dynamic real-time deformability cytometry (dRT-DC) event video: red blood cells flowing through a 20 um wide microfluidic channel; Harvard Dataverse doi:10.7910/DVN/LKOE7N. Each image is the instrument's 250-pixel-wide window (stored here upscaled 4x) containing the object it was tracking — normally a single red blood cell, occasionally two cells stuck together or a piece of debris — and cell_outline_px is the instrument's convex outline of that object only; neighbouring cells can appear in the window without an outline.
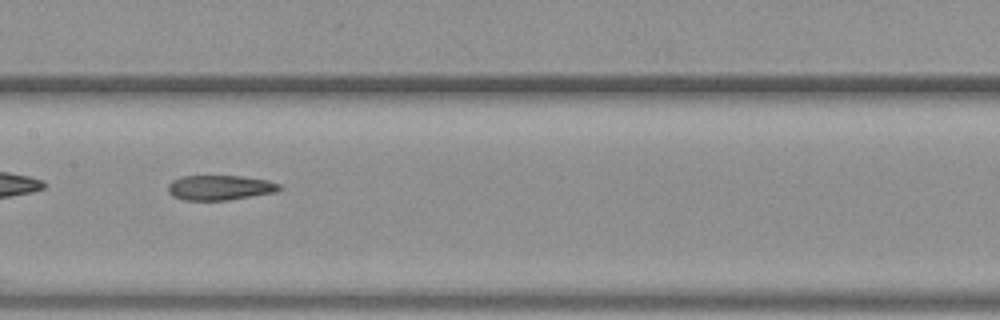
{"species": "common noctule bat (a hibernating species)", "species_latin": "Nyctalus noctula", "temperature_condition": "warm", "stored_images_in_passage": 30, "camera_frame_rate_fps": 3000, "um_per_image_px": 0.085, "animal": {"sex": "female", "body_mass_g": 19.3, "forearm_length_mm": 54.1}, "frame": {"image": 1, "passage_image": 17, "time_ms": 5.333, "image_size_px": [1000, 320], "cell_outline_px": [[280, 188], [276, 192], [228, 200], [184, 200], [172, 196], [168, 192], [168, 184], [172, 180], [180, 176], [240, 176], [268, 180], [280, 184]], "centroid_in_image_um": [18.66, 15.95], "position_along_channel_um": 188.7, "area_um2": 16.18}}